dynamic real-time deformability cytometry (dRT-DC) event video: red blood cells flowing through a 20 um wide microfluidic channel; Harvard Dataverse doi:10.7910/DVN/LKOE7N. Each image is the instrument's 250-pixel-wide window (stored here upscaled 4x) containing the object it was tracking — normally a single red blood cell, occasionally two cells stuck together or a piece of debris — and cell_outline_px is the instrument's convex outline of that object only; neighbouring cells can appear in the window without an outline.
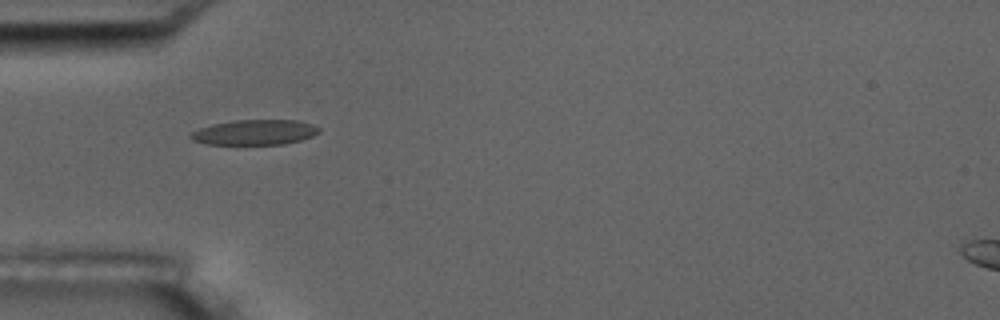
{"species": "common noctule bat (a hibernating species)", "species_latin": "Nyctalus noctula", "temperature_condition": "room temperature", "stored_images_in_passage": 2, "camera_frame_rate_fps": 3000, "um_per_image_px": 0.085, "animal": {"sex": "male", "body_mass_g": 17.5, "forearm_length_mm": 52.3}, "frame": {"image": 1, "passage_image": 1, "time_ms": 0.0, "image_size_px": [1000, 320], "cell_outline_px": [[320, 132], [312, 136], [300, 140], [284, 144], [204, 144], [192, 140], [188, 136], [192, 132], [200, 128], [212, 124], [236, 120], [296, 120], [312, 124], [320, 128]], "centroid_in_image_um": [21.64, 11.24], "position_along_channel_um": 63.4, "area_um2": 18.79}}